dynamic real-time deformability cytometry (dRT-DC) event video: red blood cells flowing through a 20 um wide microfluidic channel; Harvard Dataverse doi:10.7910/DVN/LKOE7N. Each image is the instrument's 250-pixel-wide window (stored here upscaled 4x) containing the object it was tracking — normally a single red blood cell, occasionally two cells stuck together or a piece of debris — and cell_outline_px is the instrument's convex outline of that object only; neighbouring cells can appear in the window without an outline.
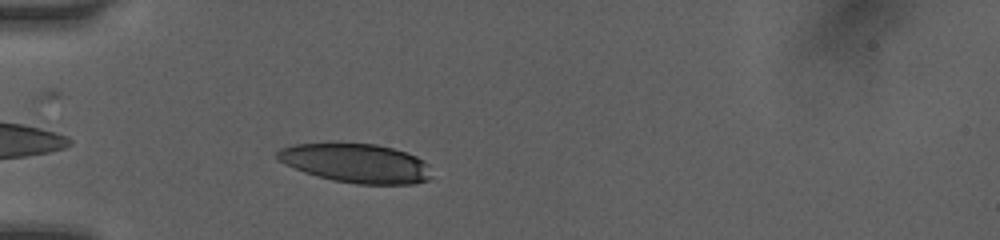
{"species": "human", "species_latin": "Homo sapiens", "temperature_condition": "room temperature", "stored_images_in_passage": 8, "camera_frame_rate_fps": 3000, "um_per_image_px": 0.085, "donor": {"sex": "female"}, "frame": {"image": 1, "passage_image": 5, "time_ms": 1.0, "image_size_px": [1000, 240], "cell_outline_px": [[432, 176], [428, 180], [412, 184], [356, 184], [332, 180], [316, 176], [304, 172], [284, 164], [276, 160], [276, 152], [280, 148], [292, 144], [376, 144], [392, 148], [416, 156], [424, 160], [428, 164]], "centroid_in_image_um": [30.25, 13.88], "position_along_channel_um": 54.7, "area_um2": 35.14}}